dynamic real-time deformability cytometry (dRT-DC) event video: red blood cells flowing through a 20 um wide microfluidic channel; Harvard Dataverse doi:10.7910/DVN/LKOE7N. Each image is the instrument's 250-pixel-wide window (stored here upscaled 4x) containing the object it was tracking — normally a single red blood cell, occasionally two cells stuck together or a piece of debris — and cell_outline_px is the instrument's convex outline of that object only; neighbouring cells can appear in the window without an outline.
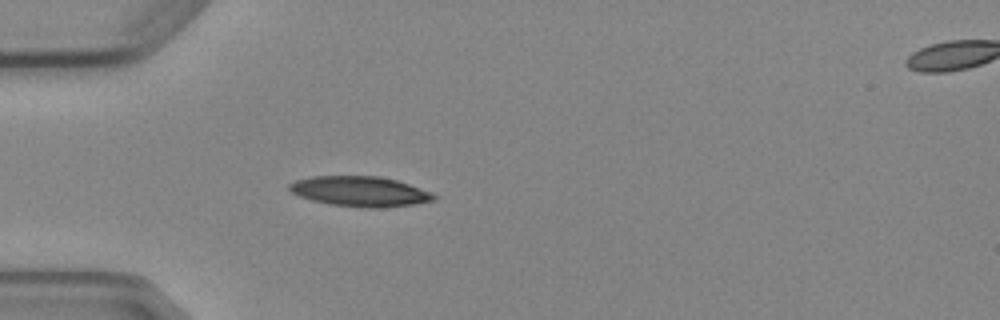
{"species": "Egyptian fruit bat (a non-hibernating species)", "species_latin": "Rousettus aegyptiacus", "temperature_condition": "cold", "stored_images_in_passage": 2, "segment_of_instrument_passage": [1, 2], "camera_frame_rate_fps": 3000, "um_per_image_px": 0.085, "animal": {"sex": "female"}, "frame": {"image": 1, "passage_image": 1, "time_ms": 0.0, "image_size_px": [1000, 320], "cell_outline_px": [[436, 200], [412, 204], [380, 208], [368, 208], [328, 204], [312, 200], [300, 196], [292, 192], [288, 188], [288, 184], [296, 180], [312, 176], [380, 176], [396, 180], [432, 192], [436, 196]], "centroid_in_image_um": [30.59, 16.27], "position_along_channel_um": 54.4, "area_um2": 25.32}}